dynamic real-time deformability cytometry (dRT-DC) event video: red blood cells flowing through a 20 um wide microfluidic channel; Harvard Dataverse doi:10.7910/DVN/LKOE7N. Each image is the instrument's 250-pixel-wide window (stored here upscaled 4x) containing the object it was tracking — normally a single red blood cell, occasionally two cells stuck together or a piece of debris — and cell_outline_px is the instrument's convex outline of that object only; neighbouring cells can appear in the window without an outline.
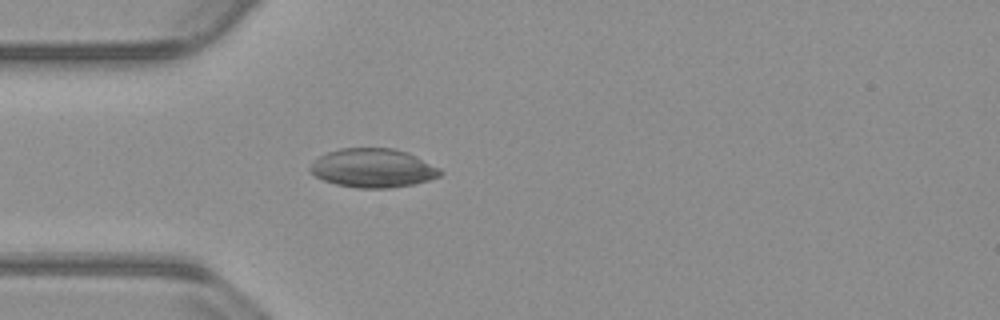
{"species": "common noctule bat (a hibernating species)", "species_latin": "Nyctalus noctula", "temperature_condition": "warm", "stored_images_in_passage": 40, "camera_frame_rate_fps": 3000, "um_per_image_px": 0.085, "animal": {"sex": "male", "body_mass_g": 23.1, "forearm_length_mm": 52.7}, "frame": {"image": 1, "passage_image": 1, "time_ms": 0.0, "image_size_px": [1000, 320], "cell_outline_px": [[444, 172], [440, 176], [428, 180], [412, 184], [392, 188], [356, 188], [336, 184], [324, 180], [316, 176], [308, 168], [320, 156], [328, 152], [340, 148], [392, 148], [408, 152], [440, 168]], "centroid_in_image_um": [31.73, 14.28], "position_along_channel_um": 53.3, "area_um2": 29.36}}
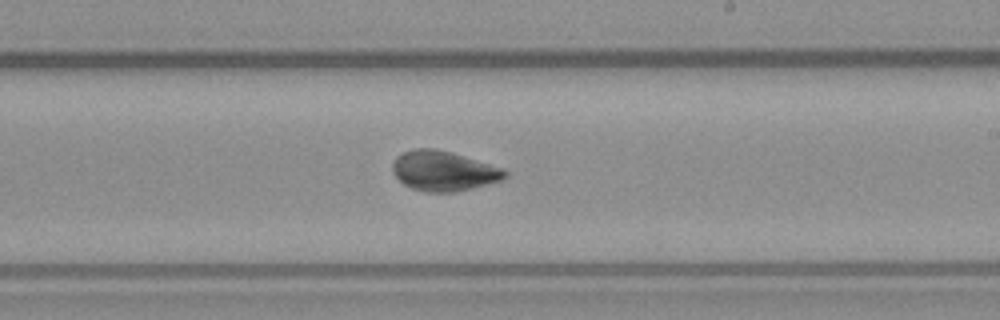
{"frame": {"image": 2, "passage_image": 17, "time_ms": 5.333, "image_size_px": [1000, 320], "cell_outline_px": [[508, 176], [500, 180], [472, 188], [456, 192], [424, 192], [412, 188], [404, 184], [396, 176], [392, 168], [392, 164], [396, 156], [412, 148], [436, 148], [452, 152], [504, 168], [508, 172]], "centroid_in_image_um": [37.71, 14.52], "position_along_channel_um": 251.3, "area_um2": 26.24}}
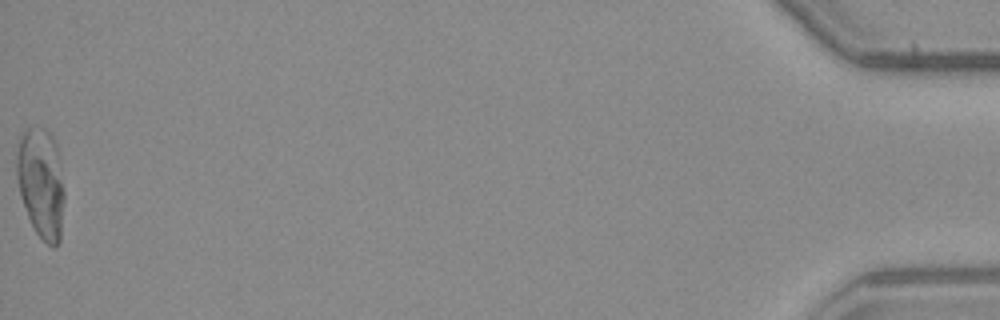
{"frame": {"image": 3, "passage_image": 40, "time_ms": 13.0, "image_size_px": [1000, 320], "cell_outline_px": [[64, 200], [60, 240], [56, 248], [52, 248], [36, 232], [28, 216], [20, 196], [16, 176], [16, 156], [20, 136], [28, 128], [44, 128], [52, 136], [56, 144], [64, 192]], "centroid_in_image_um": [3.48, 15.57], "position_along_channel_um": 431.7, "area_um2": 30.52}, "authors_computed_cell_mechanics": {"area_um2": 26.6747, "velocity_mm_per_s": 3.8075, "shape_relaxation_time_tau1_ms": 6.5758, "shape_relaxation_time_tau2_ms": null, "deformation_change_tau1": 0.1437, "deformation_change_tau2": null}}